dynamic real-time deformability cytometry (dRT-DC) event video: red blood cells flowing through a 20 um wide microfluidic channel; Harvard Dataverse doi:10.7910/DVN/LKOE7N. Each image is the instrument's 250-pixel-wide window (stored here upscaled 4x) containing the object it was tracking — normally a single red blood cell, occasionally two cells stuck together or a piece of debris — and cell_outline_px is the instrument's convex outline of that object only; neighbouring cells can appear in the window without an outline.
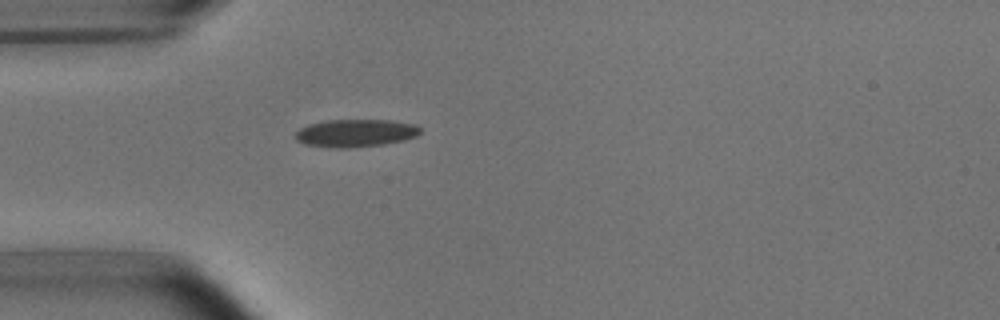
{"species": "common noctule bat (a hibernating species)", "species_latin": "Nyctalus noctula", "temperature_condition": "room temperature", "stored_images_in_passage": 1, "camera_frame_rate_fps": 3000, "um_per_image_px": 0.085, "animal": {"sex": "male", "body_mass_g": 15.6}, "frame": {"image": 1, "passage_image": 1, "time_ms": 0.0, "image_size_px": [1000, 320], "cell_outline_px": [[420, 132], [416, 136], [404, 140], [384, 144], [348, 148], [332, 148], [304, 144], [296, 140], [296, 132], [300, 128], [308, 124], [324, 120], [388, 120], [416, 124], [420, 128]], "centroid_in_image_um": [30.2, 11.31], "position_along_channel_um": 54.8, "area_um2": 20.23}}